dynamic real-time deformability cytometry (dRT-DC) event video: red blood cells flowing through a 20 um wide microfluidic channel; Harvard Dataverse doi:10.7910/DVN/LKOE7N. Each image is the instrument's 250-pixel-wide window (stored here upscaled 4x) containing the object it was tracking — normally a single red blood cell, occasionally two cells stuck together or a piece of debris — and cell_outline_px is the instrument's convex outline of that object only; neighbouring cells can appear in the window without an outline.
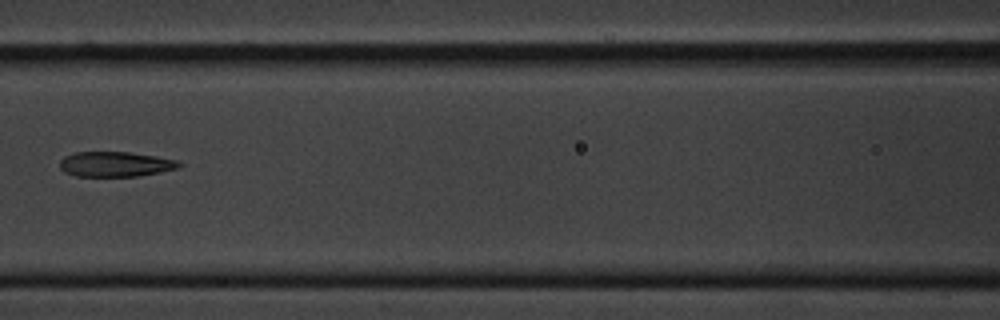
{"species": "common noctule bat (a hibernating species)", "species_latin": "Nyctalus noctula", "temperature_condition": "cold", "stored_images_in_passage": 7, "camera_frame_rate_fps": 3000, "um_per_image_px": 0.085, "animal": {"sex": "male", "body_mass_g": 20.1, "forearm_length_mm": 53.5}, "frame": {"image": 1, "passage_image": 3, "time_ms": 2.333, "image_size_px": [1000, 320], "cell_outline_px": [[184, 164], [180, 168], [160, 172], [136, 176], [76, 176], [64, 172], [60, 168], [60, 160], [64, 156], [76, 152], [128, 152], [156, 156], [176, 160]], "centroid_in_image_um": [9.82, 13.95], "position_along_channel_um": 156.8, "area_um2": 17.46}}
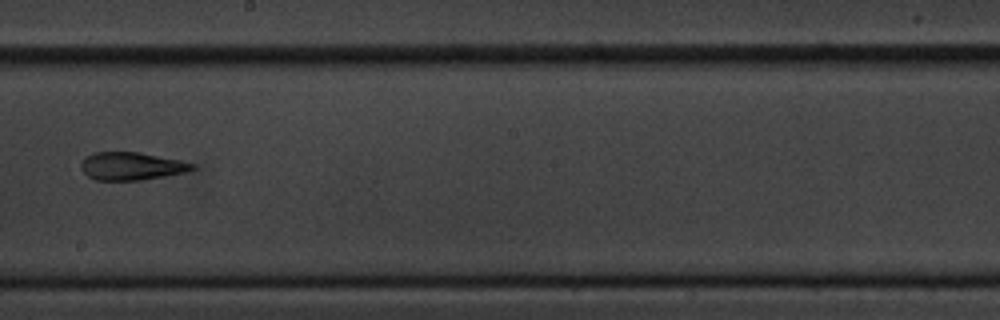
{"frame": {"image": 2, "passage_image": 5, "time_ms": 4.667, "image_size_px": [1000, 320], "cell_outline_px": [[196, 168], [184, 172], [168, 176], [140, 180], [96, 180], [88, 176], [80, 168], [80, 164], [92, 152], [136, 152], [180, 160], [196, 164]], "centroid_in_image_um": [11.19, 14.13], "position_along_channel_um": 237.0, "area_um2": 17.98}}
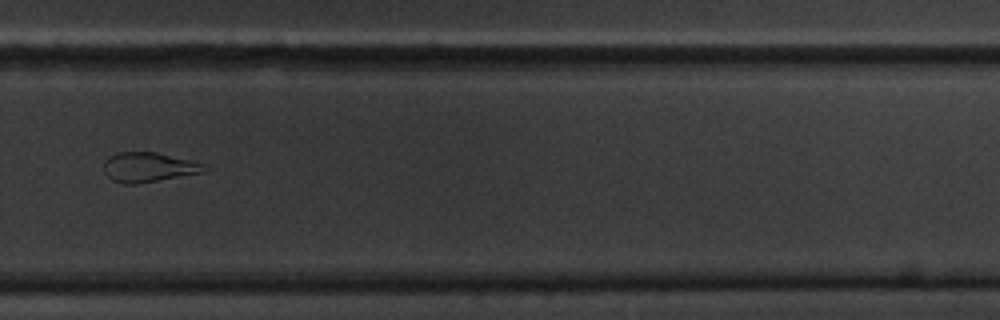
{"frame": {"image": 3, "passage_image": 7, "time_ms": 7.0, "image_size_px": [1000, 320], "cell_outline_px": [[212, 168], [204, 172], [132, 184], [124, 184], [112, 180], [104, 172], [104, 160], [108, 156], [116, 152], [156, 152], [204, 164]], "centroid_in_image_um": [12.61, 14.2], "position_along_channel_um": 317.2, "area_um2": 17.22}}